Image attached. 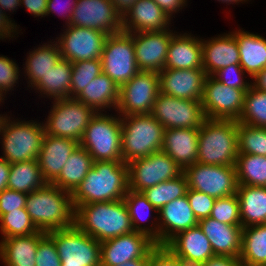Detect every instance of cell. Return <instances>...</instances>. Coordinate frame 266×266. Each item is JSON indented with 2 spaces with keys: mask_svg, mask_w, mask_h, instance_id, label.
Returning <instances> with one entry per match:
<instances>
[{
  "mask_svg": "<svg viewBox=\"0 0 266 266\" xmlns=\"http://www.w3.org/2000/svg\"><path fill=\"white\" fill-rule=\"evenodd\" d=\"M129 190L128 165L123 161H94L93 167L71 194L74 208L110 202L125 197Z\"/></svg>",
  "mask_w": 266,
  "mask_h": 266,
  "instance_id": "1",
  "label": "cell"
},
{
  "mask_svg": "<svg viewBox=\"0 0 266 266\" xmlns=\"http://www.w3.org/2000/svg\"><path fill=\"white\" fill-rule=\"evenodd\" d=\"M25 208L39 231L45 233L75 225L71 193L46 183L29 193Z\"/></svg>",
  "mask_w": 266,
  "mask_h": 266,
  "instance_id": "2",
  "label": "cell"
},
{
  "mask_svg": "<svg viewBox=\"0 0 266 266\" xmlns=\"http://www.w3.org/2000/svg\"><path fill=\"white\" fill-rule=\"evenodd\" d=\"M75 225L100 243L134 232L123 199L78 206L75 209Z\"/></svg>",
  "mask_w": 266,
  "mask_h": 266,
  "instance_id": "3",
  "label": "cell"
},
{
  "mask_svg": "<svg viewBox=\"0 0 266 266\" xmlns=\"http://www.w3.org/2000/svg\"><path fill=\"white\" fill-rule=\"evenodd\" d=\"M238 156V122L206 118L198 136L197 163L235 166Z\"/></svg>",
  "mask_w": 266,
  "mask_h": 266,
  "instance_id": "4",
  "label": "cell"
},
{
  "mask_svg": "<svg viewBox=\"0 0 266 266\" xmlns=\"http://www.w3.org/2000/svg\"><path fill=\"white\" fill-rule=\"evenodd\" d=\"M0 138L3 156L9 163L38 159L45 135L43 122L33 120H10L7 114L0 115Z\"/></svg>",
  "mask_w": 266,
  "mask_h": 266,
  "instance_id": "5",
  "label": "cell"
},
{
  "mask_svg": "<svg viewBox=\"0 0 266 266\" xmlns=\"http://www.w3.org/2000/svg\"><path fill=\"white\" fill-rule=\"evenodd\" d=\"M120 119L123 162L128 164L162 149L165 128L151 114L126 115Z\"/></svg>",
  "mask_w": 266,
  "mask_h": 266,
  "instance_id": "6",
  "label": "cell"
},
{
  "mask_svg": "<svg viewBox=\"0 0 266 266\" xmlns=\"http://www.w3.org/2000/svg\"><path fill=\"white\" fill-rule=\"evenodd\" d=\"M96 112L79 142L94 161H123L121 153L122 122L120 115Z\"/></svg>",
  "mask_w": 266,
  "mask_h": 266,
  "instance_id": "7",
  "label": "cell"
},
{
  "mask_svg": "<svg viewBox=\"0 0 266 266\" xmlns=\"http://www.w3.org/2000/svg\"><path fill=\"white\" fill-rule=\"evenodd\" d=\"M44 124L45 134L80 142L96 111L76 98L55 99Z\"/></svg>",
  "mask_w": 266,
  "mask_h": 266,
  "instance_id": "8",
  "label": "cell"
},
{
  "mask_svg": "<svg viewBox=\"0 0 266 266\" xmlns=\"http://www.w3.org/2000/svg\"><path fill=\"white\" fill-rule=\"evenodd\" d=\"M46 234L55 243L61 266H100V242L76 225Z\"/></svg>",
  "mask_w": 266,
  "mask_h": 266,
  "instance_id": "9",
  "label": "cell"
},
{
  "mask_svg": "<svg viewBox=\"0 0 266 266\" xmlns=\"http://www.w3.org/2000/svg\"><path fill=\"white\" fill-rule=\"evenodd\" d=\"M101 62L102 72L118 87L127 83L140 72L135 58L133 33L121 31L108 35Z\"/></svg>",
  "mask_w": 266,
  "mask_h": 266,
  "instance_id": "10",
  "label": "cell"
},
{
  "mask_svg": "<svg viewBox=\"0 0 266 266\" xmlns=\"http://www.w3.org/2000/svg\"><path fill=\"white\" fill-rule=\"evenodd\" d=\"M129 189L136 192L161 182L175 179L183 169L164 151L153 152L147 157L135 159L128 164Z\"/></svg>",
  "mask_w": 266,
  "mask_h": 266,
  "instance_id": "11",
  "label": "cell"
},
{
  "mask_svg": "<svg viewBox=\"0 0 266 266\" xmlns=\"http://www.w3.org/2000/svg\"><path fill=\"white\" fill-rule=\"evenodd\" d=\"M159 93L158 73L138 72L131 80L119 87L117 115L151 114Z\"/></svg>",
  "mask_w": 266,
  "mask_h": 266,
  "instance_id": "12",
  "label": "cell"
},
{
  "mask_svg": "<svg viewBox=\"0 0 266 266\" xmlns=\"http://www.w3.org/2000/svg\"><path fill=\"white\" fill-rule=\"evenodd\" d=\"M188 188L203 192L214 198L236 194L238 182L235 166L194 163L184 172Z\"/></svg>",
  "mask_w": 266,
  "mask_h": 266,
  "instance_id": "13",
  "label": "cell"
},
{
  "mask_svg": "<svg viewBox=\"0 0 266 266\" xmlns=\"http://www.w3.org/2000/svg\"><path fill=\"white\" fill-rule=\"evenodd\" d=\"M151 115L165 129H200L206 119L201 101L171 97L159 93Z\"/></svg>",
  "mask_w": 266,
  "mask_h": 266,
  "instance_id": "14",
  "label": "cell"
},
{
  "mask_svg": "<svg viewBox=\"0 0 266 266\" xmlns=\"http://www.w3.org/2000/svg\"><path fill=\"white\" fill-rule=\"evenodd\" d=\"M245 93L242 89L224 85L213 76H206L201 101L205 117L238 121L243 110Z\"/></svg>",
  "mask_w": 266,
  "mask_h": 266,
  "instance_id": "15",
  "label": "cell"
},
{
  "mask_svg": "<svg viewBox=\"0 0 266 266\" xmlns=\"http://www.w3.org/2000/svg\"><path fill=\"white\" fill-rule=\"evenodd\" d=\"M108 34L92 28L67 25L56 41L63 59L71 63L101 60Z\"/></svg>",
  "mask_w": 266,
  "mask_h": 266,
  "instance_id": "16",
  "label": "cell"
},
{
  "mask_svg": "<svg viewBox=\"0 0 266 266\" xmlns=\"http://www.w3.org/2000/svg\"><path fill=\"white\" fill-rule=\"evenodd\" d=\"M70 25L92 28L108 35L123 31L122 18L110 0H77Z\"/></svg>",
  "mask_w": 266,
  "mask_h": 266,
  "instance_id": "17",
  "label": "cell"
},
{
  "mask_svg": "<svg viewBox=\"0 0 266 266\" xmlns=\"http://www.w3.org/2000/svg\"><path fill=\"white\" fill-rule=\"evenodd\" d=\"M156 246L146 234L132 232L100 243V266H118L145 258Z\"/></svg>",
  "mask_w": 266,
  "mask_h": 266,
  "instance_id": "18",
  "label": "cell"
},
{
  "mask_svg": "<svg viewBox=\"0 0 266 266\" xmlns=\"http://www.w3.org/2000/svg\"><path fill=\"white\" fill-rule=\"evenodd\" d=\"M173 30L133 33L135 58L140 71L157 72L164 69Z\"/></svg>",
  "mask_w": 266,
  "mask_h": 266,
  "instance_id": "19",
  "label": "cell"
},
{
  "mask_svg": "<svg viewBox=\"0 0 266 266\" xmlns=\"http://www.w3.org/2000/svg\"><path fill=\"white\" fill-rule=\"evenodd\" d=\"M160 93L175 98L202 101L204 69H163L159 73Z\"/></svg>",
  "mask_w": 266,
  "mask_h": 266,
  "instance_id": "20",
  "label": "cell"
},
{
  "mask_svg": "<svg viewBox=\"0 0 266 266\" xmlns=\"http://www.w3.org/2000/svg\"><path fill=\"white\" fill-rule=\"evenodd\" d=\"M164 246L191 266H199L215 256L210 241L199 225L179 232Z\"/></svg>",
  "mask_w": 266,
  "mask_h": 266,
  "instance_id": "21",
  "label": "cell"
},
{
  "mask_svg": "<svg viewBox=\"0 0 266 266\" xmlns=\"http://www.w3.org/2000/svg\"><path fill=\"white\" fill-rule=\"evenodd\" d=\"M79 142L45 134L38 157L43 179L52 183L61 173L69 156L79 146Z\"/></svg>",
  "mask_w": 266,
  "mask_h": 266,
  "instance_id": "22",
  "label": "cell"
},
{
  "mask_svg": "<svg viewBox=\"0 0 266 266\" xmlns=\"http://www.w3.org/2000/svg\"><path fill=\"white\" fill-rule=\"evenodd\" d=\"M159 245H165L181 231L198 225L187 195L167 203L158 211Z\"/></svg>",
  "mask_w": 266,
  "mask_h": 266,
  "instance_id": "23",
  "label": "cell"
},
{
  "mask_svg": "<svg viewBox=\"0 0 266 266\" xmlns=\"http://www.w3.org/2000/svg\"><path fill=\"white\" fill-rule=\"evenodd\" d=\"M201 46L202 65L206 76H212L223 67L240 64L236 37L231 32L209 40L201 39Z\"/></svg>",
  "mask_w": 266,
  "mask_h": 266,
  "instance_id": "24",
  "label": "cell"
},
{
  "mask_svg": "<svg viewBox=\"0 0 266 266\" xmlns=\"http://www.w3.org/2000/svg\"><path fill=\"white\" fill-rule=\"evenodd\" d=\"M198 225L210 241L215 256L240 257L242 226L228 225L211 217L199 220Z\"/></svg>",
  "mask_w": 266,
  "mask_h": 266,
  "instance_id": "25",
  "label": "cell"
},
{
  "mask_svg": "<svg viewBox=\"0 0 266 266\" xmlns=\"http://www.w3.org/2000/svg\"><path fill=\"white\" fill-rule=\"evenodd\" d=\"M171 18L153 0H137L122 19L124 32L136 33L170 29Z\"/></svg>",
  "mask_w": 266,
  "mask_h": 266,
  "instance_id": "26",
  "label": "cell"
},
{
  "mask_svg": "<svg viewBox=\"0 0 266 266\" xmlns=\"http://www.w3.org/2000/svg\"><path fill=\"white\" fill-rule=\"evenodd\" d=\"M200 129H165L162 151L168 154L183 171L197 162Z\"/></svg>",
  "mask_w": 266,
  "mask_h": 266,
  "instance_id": "27",
  "label": "cell"
},
{
  "mask_svg": "<svg viewBox=\"0 0 266 266\" xmlns=\"http://www.w3.org/2000/svg\"><path fill=\"white\" fill-rule=\"evenodd\" d=\"M164 69H203L201 38L176 32L170 40Z\"/></svg>",
  "mask_w": 266,
  "mask_h": 266,
  "instance_id": "28",
  "label": "cell"
},
{
  "mask_svg": "<svg viewBox=\"0 0 266 266\" xmlns=\"http://www.w3.org/2000/svg\"><path fill=\"white\" fill-rule=\"evenodd\" d=\"M47 234L43 231L5 238L0 241V261L5 266H36L35 256L39 242Z\"/></svg>",
  "mask_w": 266,
  "mask_h": 266,
  "instance_id": "29",
  "label": "cell"
},
{
  "mask_svg": "<svg viewBox=\"0 0 266 266\" xmlns=\"http://www.w3.org/2000/svg\"><path fill=\"white\" fill-rule=\"evenodd\" d=\"M231 33L236 37L240 65L251 79L266 68V38L242 29Z\"/></svg>",
  "mask_w": 266,
  "mask_h": 266,
  "instance_id": "30",
  "label": "cell"
},
{
  "mask_svg": "<svg viewBox=\"0 0 266 266\" xmlns=\"http://www.w3.org/2000/svg\"><path fill=\"white\" fill-rule=\"evenodd\" d=\"M75 98L92 107L96 112H103L106 109L116 111L119 87L105 73L101 72Z\"/></svg>",
  "mask_w": 266,
  "mask_h": 266,
  "instance_id": "31",
  "label": "cell"
},
{
  "mask_svg": "<svg viewBox=\"0 0 266 266\" xmlns=\"http://www.w3.org/2000/svg\"><path fill=\"white\" fill-rule=\"evenodd\" d=\"M236 194L240 204L241 226L266 224V187L238 185Z\"/></svg>",
  "mask_w": 266,
  "mask_h": 266,
  "instance_id": "32",
  "label": "cell"
},
{
  "mask_svg": "<svg viewBox=\"0 0 266 266\" xmlns=\"http://www.w3.org/2000/svg\"><path fill=\"white\" fill-rule=\"evenodd\" d=\"M123 200L128 208L134 231L146 234L156 245H159V224H157L158 210L147 200L142 192H136L129 189ZM152 211L157 214V217L154 218L155 221L151 224L153 226H149L148 224L142 225L141 223H146L144 221H148V218L152 217Z\"/></svg>",
  "mask_w": 266,
  "mask_h": 266,
  "instance_id": "33",
  "label": "cell"
},
{
  "mask_svg": "<svg viewBox=\"0 0 266 266\" xmlns=\"http://www.w3.org/2000/svg\"><path fill=\"white\" fill-rule=\"evenodd\" d=\"M55 42V43H54ZM39 45L33 51H29L27 56L23 74L25 73L26 80L28 79V86L32 87L61 60V52L57 42L54 40ZM51 43V44H50Z\"/></svg>",
  "mask_w": 266,
  "mask_h": 266,
  "instance_id": "34",
  "label": "cell"
},
{
  "mask_svg": "<svg viewBox=\"0 0 266 266\" xmlns=\"http://www.w3.org/2000/svg\"><path fill=\"white\" fill-rule=\"evenodd\" d=\"M72 63L61 58L45 77H42L33 87L40 95H46L50 100L71 98ZM51 97V98H50Z\"/></svg>",
  "mask_w": 266,
  "mask_h": 266,
  "instance_id": "35",
  "label": "cell"
},
{
  "mask_svg": "<svg viewBox=\"0 0 266 266\" xmlns=\"http://www.w3.org/2000/svg\"><path fill=\"white\" fill-rule=\"evenodd\" d=\"M93 163L91 155L79 145L52 184L72 194L93 167Z\"/></svg>",
  "mask_w": 266,
  "mask_h": 266,
  "instance_id": "36",
  "label": "cell"
},
{
  "mask_svg": "<svg viewBox=\"0 0 266 266\" xmlns=\"http://www.w3.org/2000/svg\"><path fill=\"white\" fill-rule=\"evenodd\" d=\"M239 259L245 266H266V224L242 228Z\"/></svg>",
  "mask_w": 266,
  "mask_h": 266,
  "instance_id": "37",
  "label": "cell"
},
{
  "mask_svg": "<svg viewBox=\"0 0 266 266\" xmlns=\"http://www.w3.org/2000/svg\"><path fill=\"white\" fill-rule=\"evenodd\" d=\"M46 183L42 177L38 159L11 163L8 189L29 194Z\"/></svg>",
  "mask_w": 266,
  "mask_h": 266,
  "instance_id": "38",
  "label": "cell"
},
{
  "mask_svg": "<svg viewBox=\"0 0 266 266\" xmlns=\"http://www.w3.org/2000/svg\"><path fill=\"white\" fill-rule=\"evenodd\" d=\"M238 185L266 187V157L238 153L236 159Z\"/></svg>",
  "mask_w": 266,
  "mask_h": 266,
  "instance_id": "39",
  "label": "cell"
},
{
  "mask_svg": "<svg viewBox=\"0 0 266 266\" xmlns=\"http://www.w3.org/2000/svg\"><path fill=\"white\" fill-rule=\"evenodd\" d=\"M188 190L186 175L183 173L179 177L161 182L153 187L142 191L147 200L159 211L167 203L185 196Z\"/></svg>",
  "mask_w": 266,
  "mask_h": 266,
  "instance_id": "40",
  "label": "cell"
},
{
  "mask_svg": "<svg viewBox=\"0 0 266 266\" xmlns=\"http://www.w3.org/2000/svg\"><path fill=\"white\" fill-rule=\"evenodd\" d=\"M237 122L266 127V92L250 87L245 93L243 110Z\"/></svg>",
  "mask_w": 266,
  "mask_h": 266,
  "instance_id": "41",
  "label": "cell"
},
{
  "mask_svg": "<svg viewBox=\"0 0 266 266\" xmlns=\"http://www.w3.org/2000/svg\"><path fill=\"white\" fill-rule=\"evenodd\" d=\"M0 231L2 239L40 232L27 213L26 208L3 214L0 217Z\"/></svg>",
  "mask_w": 266,
  "mask_h": 266,
  "instance_id": "42",
  "label": "cell"
},
{
  "mask_svg": "<svg viewBox=\"0 0 266 266\" xmlns=\"http://www.w3.org/2000/svg\"><path fill=\"white\" fill-rule=\"evenodd\" d=\"M238 153L266 157V127L238 122Z\"/></svg>",
  "mask_w": 266,
  "mask_h": 266,
  "instance_id": "43",
  "label": "cell"
},
{
  "mask_svg": "<svg viewBox=\"0 0 266 266\" xmlns=\"http://www.w3.org/2000/svg\"><path fill=\"white\" fill-rule=\"evenodd\" d=\"M101 72L102 62L99 59L72 63L71 98L79 95Z\"/></svg>",
  "mask_w": 266,
  "mask_h": 266,
  "instance_id": "44",
  "label": "cell"
},
{
  "mask_svg": "<svg viewBox=\"0 0 266 266\" xmlns=\"http://www.w3.org/2000/svg\"><path fill=\"white\" fill-rule=\"evenodd\" d=\"M209 217L228 225L241 226L240 204L237 194L217 198Z\"/></svg>",
  "mask_w": 266,
  "mask_h": 266,
  "instance_id": "45",
  "label": "cell"
},
{
  "mask_svg": "<svg viewBox=\"0 0 266 266\" xmlns=\"http://www.w3.org/2000/svg\"><path fill=\"white\" fill-rule=\"evenodd\" d=\"M245 73L240 64H233L219 69L212 76L226 86L247 92L252 86V82L251 80L246 82L247 80L244 79Z\"/></svg>",
  "mask_w": 266,
  "mask_h": 266,
  "instance_id": "46",
  "label": "cell"
},
{
  "mask_svg": "<svg viewBox=\"0 0 266 266\" xmlns=\"http://www.w3.org/2000/svg\"><path fill=\"white\" fill-rule=\"evenodd\" d=\"M19 76L20 71L16 61L4 55L0 56V103L4 102L5 95L10 90H14V86L20 79Z\"/></svg>",
  "mask_w": 266,
  "mask_h": 266,
  "instance_id": "47",
  "label": "cell"
},
{
  "mask_svg": "<svg viewBox=\"0 0 266 266\" xmlns=\"http://www.w3.org/2000/svg\"><path fill=\"white\" fill-rule=\"evenodd\" d=\"M186 195L198 221L210 216L216 198L189 188Z\"/></svg>",
  "mask_w": 266,
  "mask_h": 266,
  "instance_id": "48",
  "label": "cell"
},
{
  "mask_svg": "<svg viewBox=\"0 0 266 266\" xmlns=\"http://www.w3.org/2000/svg\"><path fill=\"white\" fill-rule=\"evenodd\" d=\"M35 259L36 266H61L55 243L48 235L39 242Z\"/></svg>",
  "mask_w": 266,
  "mask_h": 266,
  "instance_id": "49",
  "label": "cell"
},
{
  "mask_svg": "<svg viewBox=\"0 0 266 266\" xmlns=\"http://www.w3.org/2000/svg\"><path fill=\"white\" fill-rule=\"evenodd\" d=\"M148 266H191L174 255L166 246L156 245L148 254Z\"/></svg>",
  "mask_w": 266,
  "mask_h": 266,
  "instance_id": "50",
  "label": "cell"
},
{
  "mask_svg": "<svg viewBox=\"0 0 266 266\" xmlns=\"http://www.w3.org/2000/svg\"><path fill=\"white\" fill-rule=\"evenodd\" d=\"M27 195L11 189L0 192V217L8 212L25 208Z\"/></svg>",
  "mask_w": 266,
  "mask_h": 266,
  "instance_id": "51",
  "label": "cell"
},
{
  "mask_svg": "<svg viewBox=\"0 0 266 266\" xmlns=\"http://www.w3.org/2000/svg\"><path fill=\"white\" fill-rule=\"evenodd\" d=\"M70 1L68 0V1H66L67 3H63V4L61 2V4L63 5V6H61V4L59 3L58 0H48L47 12H46L47 16L51 13H56V14L62 15L61 17L62 18L64 17L66 19V23H65L66 25L65 26L70 25V20H71L73 11H74V7L77 3V0H70ZM59 6H61V7H59Z\"/></svg>",
  "mask_w": 266,
  "mask_h": 266,
  "instance_id": "52",
  "label": "cell"
},
{
  "mask_svg": "<svg viewBox=\"0 0 266 266\" xmlns=\"http://www.w3.org/2000/svg\"><path fill=\"white\" fill-rule=\"evenodd\" d=\"M19 27L15 24V21L13 22L11 18L6 16L3 11L0 9V40L5 38L10 40V37H15V33L18 35ZM12 35V36H11Z\"/></svg>",
  "mask_w": 266,
  "mask_h": 266,
  "instance_id": "53",
  "label": "cell"
},
{
  "mask_svg": "<svg viewBox=\"0 0 266 266\" xmlns=\"http://www.w3.org/2000/svg\"><path fill=\"white\" fill-rule=\"evenodd\" d=\"M47 4L48 0H21V6L24 5L28 13L40 18L47 16Z\"/></svg>",
  "mask_w": 266,
  "mask_h": 266,
  "instance_id": "54",
  "label": "cell"
},
{
  "mask_svg": "<svg viewBox=\"0 0 266 266\" xmlns=\"http://www.w3.org/2000/svg\"><path fill=\"white\" fill-rule=\"evenodd\" d=\"M167 14L169 18H173V13L187 6V0H153Z\"/></svg>",
  "mask_w": 266,
  "mask_h": 266,
  "instance_id": "55",
  "label": "cell"
},
{
  "mask_svg": "<svg viewBox=\"0 0 266 266\" xmlns=\"http://www.w3.org/2000/svg\"><path fill=\"white\" fill-rule=\"evenodd\" d=\"M199 266H245L239 258L214 256Z\"/></svg>",
  "mask_w": 266,
  "mask_h": 266,
  "instance_id": "56",
  "label": "cell"
},
{
  "mask_svg": "<svg viewBox=\"0 0 266 266\" xmlns=\"http://www.w3.org/2000/svg\"><path fill=\"white\" fill-rule=\"evenodd\" d=\"M11 163L0 157V192L8 189V179Z\"/></svg>",
  "mask_w": 266,
  "mask_h": 266,
  "instance_id": "57",
  "label": "cell"
},
{
  "mask_svg": "<svg viewBox=\"0 0 266 266\" xmlns=\"http://www.w3.org/2000/svg\"><path fill=\"white\" fill-rule=\"evenodd\" d=\"M117 14L123 19L137 0H110Z\"/></svg>",
  "mask_w": 266,
  "mask_h": 266,
  "instance_id": "58",
  "label": "cell"
},
{
  "mask_svg": "<svg viewBox=\"0 0 266 266\" xmlns=\"http://www.w3.org/2000/svg\"><path fill=\"white\" fill-rule=\"evenodd\" d=\"M252 80H253L252 82L253 88L266 92V68H264L262 71L256 74L252 78Z\"/></svg>",
  "mask_w": 266,
  "mask_h": 266,
  "instance_id": "59",
  "label": "cell"
},
{
  "mask_svg": "<svg viewBox=\"0 0 266 266\" xmlns=\"http://www.w3.org/2000/svg\"><path fill=\"white\" fill-rule=\"evenodd\" d=\"M20 5H21V0H0V9L3 11V13L6 16H7L6 14L7 10L10 11L9 13H11V11L14 12Z\"/></svg>",
  "mask_w": 266,
  "mask_h": 266,
  "instance_id": "60",
  "label": "cell"
},
{
  "mask_svg": "<svg viewBox=\"0 0 266 266\" xmlns=\"http://www.w3.org/2000/svg\"><path fill=\"white\" fill-rule=\"evenodd\" d=\"M118 266H148V255L145 258L130 260L125 264Z\"/></svg>",
  "mask_w": 266,
  "mask_h": 266,
  "instance_id": "61",
  "label": "cell"
},
{
  "mask_svg": "<svg viewBox=\"0 0 266 266\" xmlns=\"http://www.w3.org/2000/svg\"><path fill=\"white\" fill-rule=\"evenodd\" d=\"M218 1H219V2L221 1V3H222V2H223V3L226 2V4L228 3V4L230 5V4H234V3H235V4H236V3L239 4L240 2L243 3V1L246 2V1H248V0H218Z\"/></svg>",
  "mask_w": 266,
  "mask_h": 266,
  "instance_id": "62",
  "label": "cell"
}]
</instances>
